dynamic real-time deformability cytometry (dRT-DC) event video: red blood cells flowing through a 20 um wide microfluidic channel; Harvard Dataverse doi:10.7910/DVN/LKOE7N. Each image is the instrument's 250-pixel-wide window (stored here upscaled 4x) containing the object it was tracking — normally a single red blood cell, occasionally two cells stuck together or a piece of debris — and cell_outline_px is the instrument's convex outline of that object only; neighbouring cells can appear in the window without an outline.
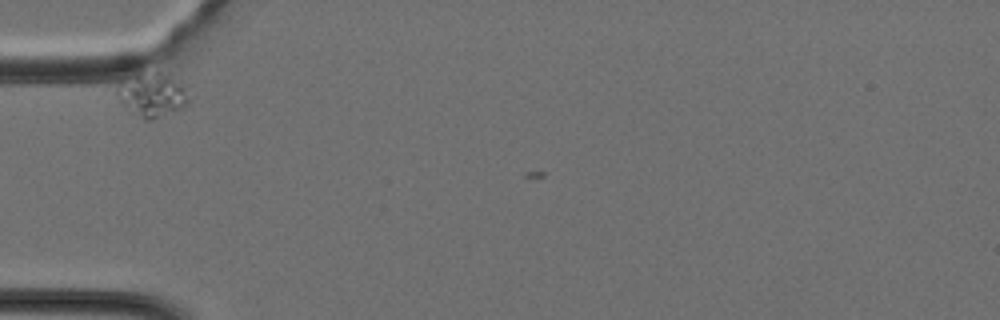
{"species": "Egyptian fruit bat (a non-hibernating species)", "species_latin": "Rousettus aegyptiacus", "temperature_condition": "cold", "stored_images_in_passage": 4, "camera_frame_rate_fps": 3000, "um_per_image_px": 0.085, "animal": {"sex": "female"}, "frame": {"image": 1, "passage_image": 3, "time_ms": 0.667, "image_size_px": [1000, 320], "cell_outline_px": [[192, 96], [188, 104], [184, 108], [152, 120], [148, 120], [124, 108], [116, 92], [132, 72], [140, 68], [160, 72], [184, 84]], "centroid_in_image_um": [12.99, 8.01], "position_along_channel_um": 72.0, "area_um2": 18.96}}